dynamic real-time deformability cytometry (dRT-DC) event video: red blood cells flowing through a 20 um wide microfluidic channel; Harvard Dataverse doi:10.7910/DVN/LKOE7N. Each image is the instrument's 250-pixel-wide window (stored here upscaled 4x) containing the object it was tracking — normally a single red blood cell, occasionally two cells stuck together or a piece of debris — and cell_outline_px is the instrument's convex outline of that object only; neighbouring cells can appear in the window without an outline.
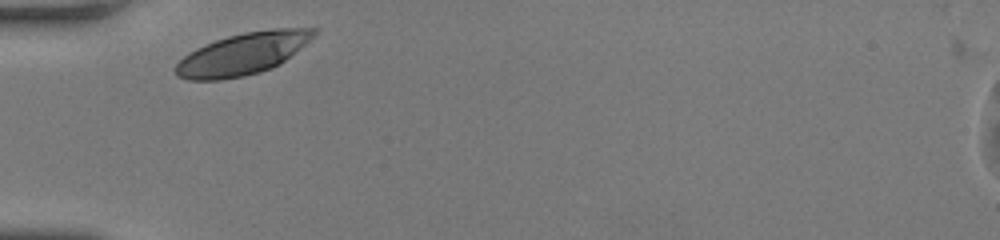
{"species": "human", "species_latin": "Homo sapiens", "temperature_condition": "room temperature", "stored_images_in_passage": 28, "camera_frame_rate_fps": 3000, "um_per_image_px": 0.085, "donor": {"sex": "female"}, "frame": {"image": 1, "passage_image": 1, "time_ms": 0.0, "image_size_px": [1000, 240], "cell_outline_px": [[316, 32], [300, 48], [280, 64], [272, 68], [260, 72], [244, 76], [220, 80], [188, 80], [176, 76], [176, 64], [188, 52], [196, 48], [216, 40], [228, 36], [244, 32], [272, 28], [316, 28]], "centroid_in_image_um": [20.6, 4.58], "position_along_channel_um": 64.4, "area_um2": 33.47}}
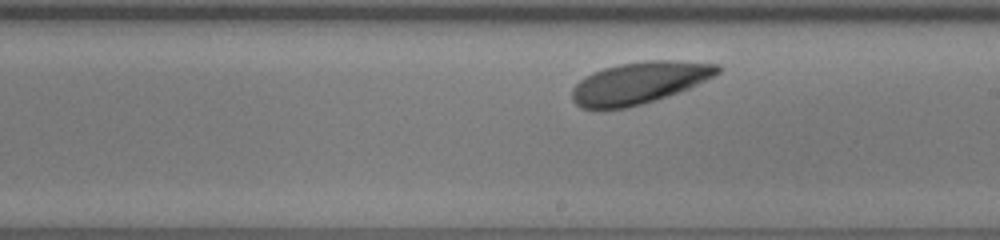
{"frame": {"image": 2, "passage_image": 16, "time_ms": 5.0, "image_size_px": [1000, 240], "cell_outline_px": [[724, 68], [720, 72], [680, 92], [628, 108], [580, 108], [572, 100], [572, 88], [584, 76], [592, 72], [604, 68], [620, 64], [648, 60], [676, 60], [716, 64]], "centroid_in_image_um": [54.32, 7.03], "position_along_channel_um": 234.7, "area_um2": 35.26}}
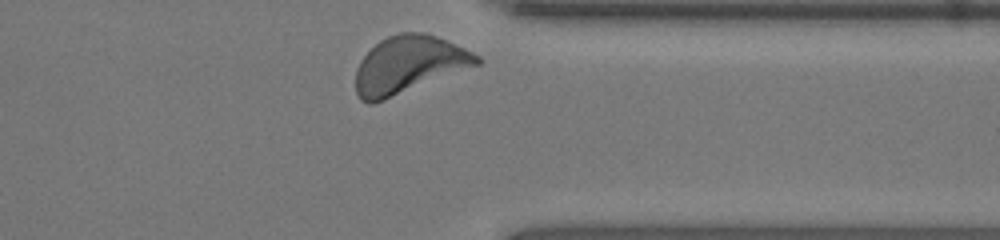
{"frame": {"image": 3, "passage_image": 28, "time_ms": 9.0, "image_size_px": [1000, 240], "cell_outline_px": [[484, 60], [480, 64], [384, 100], [372, 104], [368, 104], [360, 100], [356, 92], [356, 68], [360, 60], [380, 40], [388, 36], [400, 32], [424, 32], [436, 36], [464, 48], [480, 56]], "centroid_in_image_um": [34.74, 5.5], "position_along_channel_um": 376.7, "area_um2": 40.29}, "authors_computed_cell_mechanics": {"area_um2": 34.7089, "velocity_mm_per_s": 3.5591, "shape_relaxation_time_tau1_ms": 1.7111, "shape_relaxation_time_tau2_ms": null, "deformation_change_tau1": 0.0816, "deformation_change_tau2": null}}